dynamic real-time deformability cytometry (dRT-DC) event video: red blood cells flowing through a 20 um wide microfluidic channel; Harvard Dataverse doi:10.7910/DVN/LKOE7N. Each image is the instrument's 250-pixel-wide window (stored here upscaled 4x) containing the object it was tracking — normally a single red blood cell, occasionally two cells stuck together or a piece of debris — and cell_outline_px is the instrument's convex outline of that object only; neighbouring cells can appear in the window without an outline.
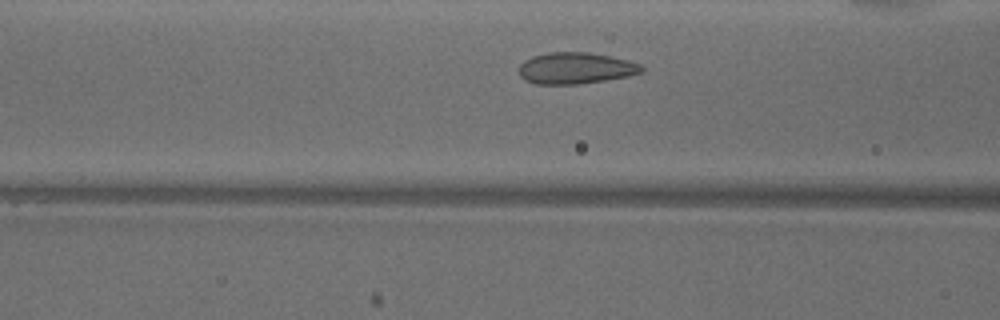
{"species": "common noctule bat (a hibernating species)", "species_latin": "Nyctalus noctula", "temperature_condition": "warm", "stored_images_in_passage": 31, "camera_frame_rate_fps": 3000, "um_per_image_px": 0.085, "animal": {"sex": "male", "body_mass_g": 18.8}, "frame": {"image": 1, "passage_image": 11, "time_ms": 3.333, "image_size_px": [1000, 320], "cell_outline_px": [[644, 72], [628, 76], [604, 80], [576, 84], [536, 84], [524, 80], [520, 76], [520, 64], [524, 60], [532, 56], [548, 52], [588, 52], [628, 60], [640, 64], [644, 68]], "centroid_in_image_um": [48.92, 5.79], "position_along_channel_um": 117.7, "area_um2": 22.43}}
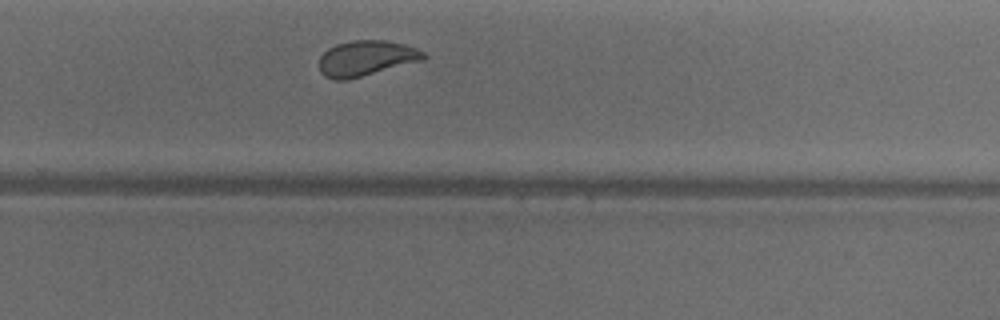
{"frame": {"image": 2, "passage_image": 25, "time_ms": 8.0, "image_size_px": [1000, 320], "cell_outline_px": [[428, 56], [424, 60], [348, 80], [336, 80], [324, 76], [320, 72], [320, 56], [328, 48], [336, 44], [352, 40], [388, 40], [404, 44], [416, 48], [424, 52]], "centroid_in_image_um": [31.14, 4.95], "position_along_channel_um": 298.7, "area_um2": 21.73}}
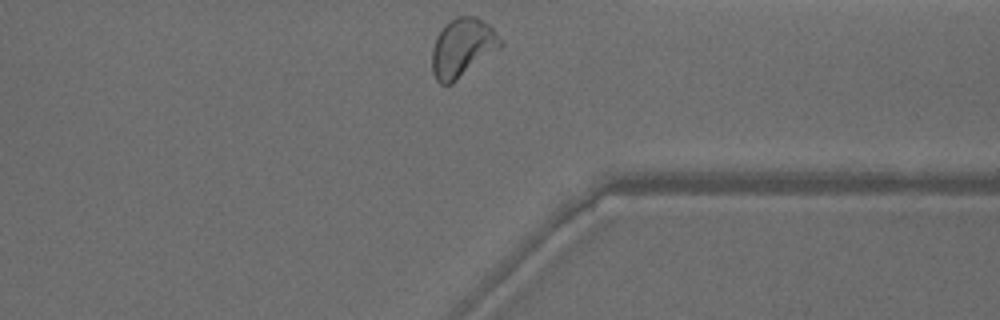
{"frame": {"image": 3, "passage_image": 31, "time_ms": 10.0, "image_size_px": [1000, 320], "cell_outline_px": [[504, 44], [500, 48], [452, 84], [440, 84], [436, 80], [432, 72], [432, 48], [436, 36], [444, 24], [456, 16], [476, 16], [488, 24], [492, 28]], "centroid_in_image_um": [39.28, 4.05], "position_along_channel_um": 372.1, "area_um2": 23.47}, "authors_computed_cell_mechanics": {"area_um2": 21.7328, "velocity_mm_per_s": 3.8897, "shape_relaxation_time_tau1_ms": 3.2873, "shape_relaxation_time_tau2_ms": 0.6087, "deformation_change_tau1": 0.1162, "deformation_change_tau2": 0.0562}}